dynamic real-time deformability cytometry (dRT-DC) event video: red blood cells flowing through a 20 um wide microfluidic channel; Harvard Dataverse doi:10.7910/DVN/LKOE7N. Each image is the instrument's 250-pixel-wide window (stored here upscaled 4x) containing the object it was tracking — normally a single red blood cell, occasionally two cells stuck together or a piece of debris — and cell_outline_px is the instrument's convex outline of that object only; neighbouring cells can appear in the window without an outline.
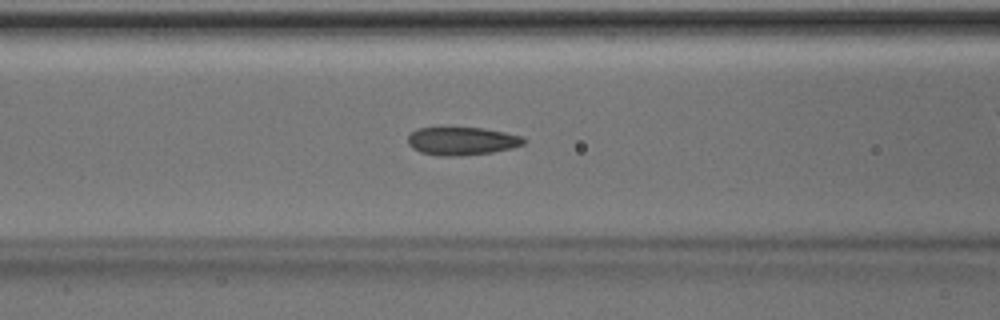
{"species": "Egyptian fruit bat (a non-hibernating species)", "species_latin": "Rousettus aegyptiacus", "temperature_condition": "room temperature", "stored_images_in_passage": 49, "camera_frame_rate_fps": 3000, "um_per_image_px": 0.085, "animal": {"sex": "male"}, "frame": {"image": 1, "passage_image": 19, "time_ms": 6.0, "image_size_px": [1000, 320], "cell_outline_px": [[528, 140], [524, 144], [512, 148], [492, 152], [460, 156], [440, 156], [420, 152], [412, 148], [408, 144], [408, 136], [416, 128], [448, 124], [484, 128], [524, 136]], "centroid_in_image_um": [39.24, 11.93], "position_along_channel_um": 127.4, "area_um2": 20.06}}
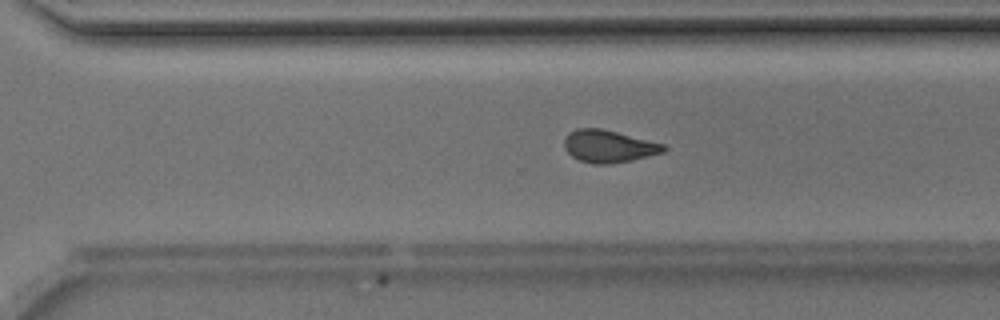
{"frame": {"image": 2, "passage_image": 33, "time_ms": 10.667, "image_size_px": [1000, 320], "cell_outline_px": [[668, 148], [664, 152], [632, 160], [608, 164], [592, 164], [580, 160], [572, 156], [564, 148], [564, 140], [568, 132], [576, 128], [604, 128], [664, 144]], "centroid_in_image_um": [51.73, 12.42], "position_along_channel_um": 318.9, "area_um2": 18.9}}
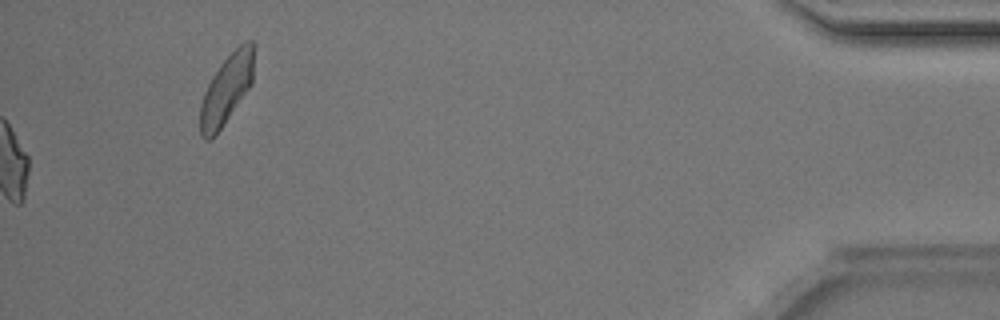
{"frame": {"image": 3, "passage_image": 49, "time_ms": 16.0, "image_size_px": [1000, 320], "cell_outline_px": [[256, 44], [252, 84], [220, 128], [208, 140], [204, 140], [200, 136], [200, 104], [204, 92], [212, 76], [220, 64], [244, 40], [252, 40]], "centroid_in_image_um": [19.28, 7.51], "position_along_channel_um": 415.9, "area_um2": 21.73}, "authors_computed_cell_mechanics": {"area_um2": 19.2474, "velocity_mm_per_s": 4.1155, "shape_relaxation_time_tau1_ms": 2.3296, "shape_relaxation_time_tau2_ms": 1.0995, "deformation_change_tau1": 0.1254, "deformation_change_tau2": 0.0715}}